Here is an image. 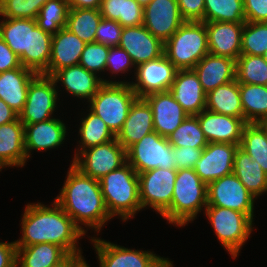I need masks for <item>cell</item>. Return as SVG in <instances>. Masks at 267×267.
Masks as SVG:
<instances>
[{"label":"cell","instance_id":"cell-37","mask_svg":"<svg viewBox=\"0 0 267 267\" xmlns=\"http://www.w3.org/2000/svg\"><path fill=\"white\" fill-rule=\"evenodd\" d=\"M203 22L245 23L243 0H205Z\"/></svg>","mask_w":267,"mask_h":267},{"label":"cell","instance_id":"cell-23","mask_svg":"<svg viewBox=\"0 0 267 267\" xmlns=\"http://www.w3.org/2000/svg\"><path fill=\"white\" fill-rule=\"evenodd\" d=\"M209 53L237 60L241 54L244 23L205 22Z\"/></svg>","mask_w":267,"mask_h":267},{"label":"cell","instance_id":"cell-20","mask_svg":"<svg viewBox=\"0 0 267 267\" xmlns=\"http://www.w3.org/2000/svg\"><path fill=\"white\" fill-rule=\"evenodd\" d=\"M153 113L154 130L168 138L189 116L169 92H159L143 98Z\"/></svg>","mask_w":267,"mask_h":267},{"label":"cell","instance_id":"cell-53","mask_svg":"<svg viewBox=\"0 0 267 267\" xmlns=\"http://www.w3.org/2000/svg\"><path fill=\"white\" fill-rule=\"evenodd\" d=\"M84 262L82 254H68L61 262L51 267H80Z\"/></svg>","mask_w":267,"mask_h":267},{"label":"cell","instance_id":"cell-1","mask_svg":"<svg viewBox=\"0 0 267 267\" xmlns=\"http://www.w3.org/2000/svg\"><path fill=\"white\" fill-rule=\"evenodd\" d=\"M50 206L41 202L26 205L21 219L22 237L15 240L16 246L52 243L68 254H82L77 244L86 234L55 200Z\"/></svg>","mask_w":267,"mask_h":267},{"label":"cell","instance_id":"cell-32","mask_svg":"<svg viewBox=\"0 0 267 267\" xmlns=\"http://www.w3.org/2000/svg\"><path fill=\"white\" fill-rule=\"evenodd\" d=\"M16 247V267H51L68 255L62 247L52 243Z\"/></svg>","mask_w":267,"mask_h":267},{"label":"cell","instance_id":"cell-9","mask_svg":"<svg viewBox=\"0 0 267 267\" xmlns=\"http://www.w3.org/2000/svg\"><path fill=\"white\" fill-rule=\"evenodd\" d=\"M173 146L156 131L145 135L126 150L127 162L137 174L155 168L176 169Z\"/></svg>","mask_w":267,"mask_h":267},{"label":"cell","instance_id":"cell-35","mask_svg":"<svg viewBox=\"0 0 267 267\" xmlns=\"http://www.w3.org/2000/svg\"><path fill=\"white\" fill-rule=\"evenodd\" d=\"M143 9L136 0H102L100 11L103 18L131 27L143 25Z\"/></svg>","mask_w":267,"mask_h":267},{"label":"cell","instance_id":"cell-41","mask_svg":"<svg viewBox=\"0 0 267 267\" xmlns=\"http://www.w3.org/2000/svg\"><path fill=\"white\" fill-rule=\"evenodd\" d=\"M168 141L173 147L189 146L192 148L204 149L208 145V141L195 115L188 116L168 137Z\"/></svg>","mask_w":267,"mask_h":267},{"label":"cell","instance_id":"cell-59","mask_svg":"<svg viewBox=\"0 0 267 267\" xmlns=\"http://www.w3.org/2000/svg\"><path fill=\"white\" fill-rule=\"evenodd\" d=\"M264 60L267 62V50L265 51L264 55H263Z\"/></svg>","mask_w":267,"mask_h":267},{"label":"cell","instance_id":"cell-45","mask_svg":"<svg viewBox=\"0 0 267 267\" xmlns=\"http://www.w3.org/2000/svg\"><path fill=\"white\" fill-rule=\"evenodd\" d=\"M122 30L123 27L117 21L102 17L96 30L95 42L107 47H117L121 40Z\"/></svg>","mask_w":267,"mask_h":267},{"label":"cell","instance_id":"cell-6","mask_svg":"<svg viewBox=\"0 0 267 267\" xmlns=\"http://www.w3.org/2000/svg\"><path fill=\"white\" fill-rule=\"evenodd\" d=\"M209 53L205 22L185 21L164 43V54L178 70L193 69Z\"/></svg>","mask_w":267,"mask_h":267},{"label":"cell","instance_id":"cell-3","mask_svg":"<svg viewBox=\"0 0 267 267\" xmlns=\"http://www.w3.org/2000/svg\"><path fill=\"white\" fill-rule=\"evenodd\" d=\"M1 19L0 37L19 56L21 65L43 74L51 57L52 35L44 32L35 19Z\"/></svg>","mask_w":267,"mask_h":267},{"label":"cell","instance_id":"cell-48","mask_svg":"<svg viewBox=\"0 0 267 267\" xmlns=\"http://www.w3.org/2000/svg\"><path fill=\"white\" fill-rule=\"evenodd\" d=\"M184 21H202L204 17L205 0H177Z\"/></svg>","mask_w":267,"mask_h":267},{"label":"cell","instance_id":"cell-30","mask_svg":"<svg viewBox=\"0 0 267 267\" xmlns=\"http://www.w3.org/2000/svg\"><path fill=\"white\" fill-rule=\"evenodd\" d=\"M233 173L256 199L267 193V174L239 146L234 155Z\"/></svg>","mask_w":267,"mask_h":267},{"label":"cell","instance_id":"cell-57","mask_svg":"<svg viewBox=\"0 0 267 267\" xmlns=\"http://www.w3.org/2000/svg\"><path fill=\"white\" fill-rule=\"evenodd\" d=\"M258 124L265 130V133L267 135V121H263Z\"/></svg>","mask_w":267,"mask_h":267},{"label":"cell","instance_id":"cell-24","mask_svg":"<svg viewBox=\"0 0 267 267\" xmlns=\"http://www.w3.org/2000/svg\"><path fill=\"white\" fill-rule=\"evenodd\" d=\"M66 124L58 118L24 125L25 153L29 160L33 150L46 151L59 147L67 137Z\"/></svg>","mask_w":267,"mask_h":267},{"label":"cell","instance_id":"cell-50","mask_svg":"<svg viewBox=\"0 0 267 267\" xmlns=\"http://www.w3.org/2000/svg\"><path fill=\"white\" fill-rule=\"evenodd\" d=\"M19 56L0 37V73L21 67Z\"/></svg>","mask_w":267,"mask_h":267},{"label":"cell","instance_id":"cell-36","mask_svg":"<svg viewBox=\"0 0 267 267\" xmlns=\"http://www.w3.org/2000/svg\"><path fill=\"white\" fill-rule=\"evenodd\" d=\"M101 19L100 9L70 8L66 28L86 43L95 42Z\"/></svg>","mask_w":267,"mask_h":267},{"label":"cell","instance_id":"cell-7","mask_svg":"<svg viewBox=\"0 0 267 267\" xmlns=\"http://www.w3.org/2000/svg\"><path fill=\"white\" fill-rule=\"evenodd\" d=\"M225 250L233 259L253 231V220L244 213L224 207L207 206L203 211Z\"/></svg>","mask_w":267,"mask_h":267},{"label":"cell","instance_id":"cell-40","mask_svg":"<svg viewBox=\"0 0 267 267\" xmlns=\"http://www.w3.org/2000/svg\"><path fill=\"white\" fill-rule=\"evenodd\" d=\"M238 83L267 86V62L263 56L240 54L236 60Z\"/></svg>","mask_w":267,"mask_h":267},{"label":"cell","instance_id":"cell-19","mask_svg":"<svg viewBox=\"0 0 267 267\" xmlns=\"http://www.w3.org/2000/svg\"><path fill=\"white\" fill-rule=\"evenodd\" d=\"M118 46L129 54L135 66L164 54V43L143 25L123 27Z\"/></svg>","mask_w":267,"mask_h":267},{"label":"cell","instance_id":"cell-52","mask_svg":"<svg viewBox=\"0 0 267 267\" xmlns=\"http://www.w3.org/2000/svg\"><path fill=\"white\" fill-rule=\"evenodd\" d=\"M19 115L0 99V126L15 121Z\"/></svg>","mask_w":267,"mask_h":267},{"label":"cell","instance_id":"cell-51","mask_svg":"<svg viewBox=\"0 0 267 267\" xmlns=\"http://www.w3.org/2000/svg\"><path fill=\"white\" fill-rule=\"evenodd\" d=\"M17 247L15 241L0 242V267H16Z\"/></svg>","mask_w":267,"mask_h":267},{"label":"cell","instance_id":"cell-27","mask_svg":"<svg viewBox=\"0 0 267 267\" xmlns=\"http://www.w3.org/2000/svg\"><path fill=\"white\" fill-rule=\"evenodd\" d=\"M153 131L155 130L152 110L143 98H137L131 105L127 119L116 135V139L127 150Z\"/></svg>","mask_w":267,"mask_h":267},{"label":"cell","instance_id":"cell-44","mask_svg":"<svg viewBox=\"0 0 267 267\" xmlns=\"http://www.w3.org/2000/svg\"><path fill=\"white\" fill-rule=\"evenodd\" d=\"M109 47L97 42L87 43L80 58L79 65L98 75L106 70Z\"/></svg>","mask_w":267,"mask_h":267},{"label":"cell","instance_id":"cell-4","mask_svg":"<svg viewBox=\"0 0 267 267\" xmlns=\"http://www.w3.org/2000/svg\"><path fill=\"white\" fill-rule=\"evenodd\" d=\"M99 183L112 219L117 215L126 222L142 210L138 174L128 162L103 176Z\"/></svg>","mask_w":267,"mask_h":267},{"label":"cell","instance_id":"cell-46","mask_svg":"<svg viewBox=\"0 0 267 267\" xmlns=\"http://www.w3.org/2000/svg\"><path fill=\"white\" fill-rule=\"evenodd\" d=\"M136 68L129 54L119 46L109 47V54L106 61V71H110L112 75L118 73L124 74Z\"/></svg>","mask_w":267,"mask_h":267},{"label":"cell","instance_id":"cell-21","mask_svg":"<svg viewBox=\"0 0 267 267\" xmlns=\"http://www.w3.org/2000/svg\"><path fill=\"white\" fill-rule=\"evenodd\" d=\"M208 143H230L240 145L244 126L242 118L217 114L203 110L195 115Z\"/></svg>","mask_w":267,"mask_h":267},{"label":"cell","instance_id":"cell-42","mask_svg":"<svg viewBox=\"0 0 267 267\" xmlns=\"http://www.w3.org/2000/svg\"><path fill=\"white\" fill-rule=\"evenodd\" d=\"M267 50V22H245L241 54L263 56Z\"/></svg>","mask_w":267,"mask_h":267},{"label":"cell","instance_id":"cell-56","mask_svg":"<svg viewBox=\"0 0 267 267\" xmlns=\"http://www.w3.org/2000/svg\"><path fill=\"white\" fill-rule=\"evenodd\" d=\"M143 8L150 3L151 0H136Z\"/></svg>","mask_w":267,"mask_h":267},{"label":"cell","instance_id":"cell-29","mask_svg":"<svg viewBox=\"0 0 267 267\" xmlns=\"http://www.w3.org/2000/svg\"><path fill=\"white\" fill-rule=\"evenodd\" d=\"M24 124L19 117L0 126V166L24 167L27 162L25 153Z\"/></svg>","mask_w":267,"mask_h":267},{"label":"cell","instance_id":"cell-11","mask_svg":"<svg viewBox=\"0 0 267 267\" xmlns=\"http://www.w3.org/2000/svg\"><path fill=\"white\" fill-rule=\"evenodd\" d=\"M177 169L155 168L138 174L139 197L144 208L162 216L171 206Z\"/></svg>","mask_w":267,"mask_h":267},{"label":"cell","instance_id":"cell-54","mask_svg":"<svg viewBox=\"0 0 267 267\" xmlns=\"http://www.w3.org/2000/svg\"><path fill=\"white\" fill-rule=\"evenodd\" d=\"M70 8L100 9L102 0H67Z\"/></svg>","mask_w":267,"mask_h":267},{"label":"cell","instance_id":"cell-14","mask_svg":"<svg viewBox=\"0 0 267 267\" xmlns=\"http://www.w3.org/2000/svg\"><path fill=\"white\" fill-rule=\"evenodd\" d=\"M177 71L174 64L163 54L159 58L137 65L134 70L136 80L129 81V85L138 98L166 92L170 90Z\"/></svg>","mask_w":267,"mask_h":267},{"label":"cell","instance_id":"cell-2","mask_svg":"<svg viewBox=\"0 0 267 267\" xmlns=\"http://www.w3.org/2000/svg\"><path fill=\"white\" fill-rule=\"evenodd\" d=\"M70 164L66 180L55 202L85 234L88 228L100 233L105 223L112 218L108 213L99 180L84 175Z\"/></svg>","mask_w":267,"mask_h":267},{"label":"cell","instance_id":"cell-33","mask_svg":"<svg viewBox=\"0 0 267 267\" xmlns=\"http://www.w3.org/2000/svg\"><path fill=\"white\" fill-rule=\"evenodd\" d=\"M239 92L244 121H267V86L239 83Z\"/></svg>","mask_w":267,"mask_h":267},{"label":"cell","instance_id":"cell-43","mask_svg":"<svg viewBox=\"0 0 267 267\" xmlns=\"http://www.w3.org/2000/svg\"><path fill=\"white\" fill-rule=\"evenodd\" d=\"M48 0H0V15L4 18L36 19Z\"/></svg>","mask_w":267,"mask_h":267},{"label":"cell","instance_id":"cell-10","mask_svg":"<svg viewBox=\"0 0 267 267\" xmlns=\"http://www.w3.org/2000/svg\"><path fill=\"white\" fill-rule=\"evenodd\" d=\"M58 90L50 76L37 74L29 83L24 109L19 114L20 121L24 125H30L53 118L57 109L56 102L59 101Z\"/></svg>","mask_w":267,"mask_h":267},{"label":"cell","instance_id":"cell-39","mask_svg":"<svg viewBox=\"0 0 267 267\" xmlns=\"http://www.w3.org/2000/svg\"><path fill=\"white\" fill-rule=\"evenodd\" d=\"M69 9L67 0H48L41 7L36 23L44 32L54 35L67 26Z\"/></svg>","mask_w":267,"mask_h":267},{"label":"cell","instance_id":"cell-12","mask_svg":"<svg viewBox=\"0 0 267 267\" xmlns=\"http://www.w3.org/2000/svg\"><path fill=\"white\" fill-rule=\"evenodd\" d=\"M72 164L84 175L101 179L127 162L126 150L117 139L82 150Z\"/></svg>","mask_w":267,"mask_h":267},{"label":"cell","instance_id":"cell-25","mask_svg":"<svg viewBox=\"0 0 267 267\" xmlns=\"http://www.w3.org/2000/svg\"><path fill=\"white\" fill-rule=\"evenodd\" d=\"M86 44L68 28L60 29L52 35L51 57L43 75L51 76L57 70L79 65Z\"/></svg>","mask_w":267,"mask_h":267},{"label":"cell","instance_id":"cell-28","mask_svg":"<svg viewBox=\"0 0 267 267\" xmlns=\"http://www.w3.org/2000/svg\"><path fill=\"white\" fill-rule=\"evenodd\" d=\"M36 75L23 66L0 73V99L18 115L24 109L29 83Z\"/></svg>","mask_w":267,"mask_h":267},{"label":"cell","instance_id":"cell-55","mask_svg":"<svg viewBox=\"0 0 267 267\" xmlns=\"http://www.w3.org/2000/svg\"><path fill=\"white\" fill-rule=\"evenodd\" d=\"M173 261H170L168 258H162L158 261L153 267H173Z\"/></svg>","mask_w":267,"mask_h":267},{"label":"cell","instance_id":"cell-8","mask_svg":"<svg viewBox=\"0 0 267 267\" xmlns=\"http://www.w3.org/2000/svg\"><path fill=\"white\" fill-rule=\"evenodd\" d=\"M137 98L129 84H103L88 102V108L117 135Z\"/></svg>","mask_w":267,"mask_h":267},{"label":"cell","instance_id":"cell-15","mask_svg":"<svg viewBox=\"0 0 267 267\" xmlns=\"http://www.w3.org/2000/svg\"><path fill=\"white\" fill-rule=\"evenodd\" d=\"M99 267H153L163 257L146 250L128 249L99 237H91Z\"/></svg>","mask_w":267,"mask_h":267},{"label":"cell","instance_id":"cell-5","mask_svg":"<svg viewBox=\"0 0 267 267\" xmlns=\"http://www.w3.org/2000/svg\"><path fill=\"white\" fill-rule=\"evenodd\" d=\"M206 207L207 185L194 169L177 170L171 206L161 217L169 224L183 227Z\"/></svg>","mask_w":267,"mask_h":267},{"label":"cell","instance_id":"cell-58","mask_svg":"<svg viewBox=\"0 0 267 267\" xmlns=\"http://www.w3.org/2000/svg\"><path fill=\"white\" fill-rule=\"evenodd\" d=\"M80 267H90L88 263H86V261L80 266Z\"/></svg>","mask_w":267,"mask_h":267},{"label":"cell","instance_id":"cell-34","mask_svg":"<svg viewBox=\"0 0 267 267\" xmlns=\"http://www.w3.org/2000/svg\"><path fill=\"white\" fill-rule=\"evenodd\" d=\"M88 114H84V118H80L79 135L80 140L77 145L79 148L74 151L75 158L82 150L97 146L108 141L114 140L116 135L108 128L102 119L94 114L90 109ZM81 141V142H80Z\"/></svg>","mask_w":267,"mask_h":267},{"label":"cell","instance_id":"cell-17","mask_svg":"<svg viewBox=\"0 0 267 267\" xmlns=\"http://www.w3.org/2000/svg\"><path fill=\"white\" fill-rule=\"evenodd\" d=\"M56 85L59 83L74 98L89 102L103 84H129L128 81H111L100 78L81 65H75L55 71L50 76Z\"/></svg>","mask_w":267,"mask_h":267},{"label":"cell","instance_id":"cell-18","mask_svg":"<svg viewBox=\"0 0 267 267\" xmlns=\"http://www.w3.org/2000/svg\"><path fill=\"white\" fill-rule=\"evenodd\" d=\"M238 146L230 143H208L193 169L206 185L232 174L234 155Z\"/></svg>","mask_w":267,"mask_h":267},{"label":"cell","instance_id":"cell-13","mask_svg":"<svg viewBox=\"0 0 267 267\" xmlns=\"http://www.w3.org/2000/svg\"><path fill=\"white\" fill-rule=\"evenodd\" d=\"M255 200L234 173L207 185V206L236 210L247 214L252 220Z\"/></svg>","mask_w":267,"mask_h":267},{"label":"cell","instance_id":"cell-26","mask_svg":"<svg viewBox=\"0 0 267 267\" xmlns=\"http://www.w3.org/2000/svg\"><path fill=\"white\" fill-rule=\"evenodd\" d=\"M193 70L197 74L203 90L208 93L218 86L236 79V60L208 53Z\"/></svg>","mask_w":267,"mask_h":267},{"label":"cell","instance_id":"cell-31","mask_svg":"<svg viewBox=\"0 0 267 267\" xmlns=\"http://www.w3.org/2000/svg\"><path fill=\"white\" fill-rule=\"evenodd\" d=\"M205 109L217 114L242 118L244 120L237 80L235 79L209 91L206 96Z\"/></svg>","mask_w":267,"mask_h":267},{"label":"cell","instance_id":"cell-38","mask_svg":"<svg viewBox=\"0 0 267 267\" xmlns=\"http://www.w3.org/2000/svg\"><path fill=\"white\" fill-rule=\"evenodd\" d=\"M239 147L256 160L267 174V135L258 123H247Z\"/></svg>","mask_w":267,"mask_h":267},{"label":"cell","instance_id":"cell-49","mask_svg":"<svg viewBox=\"0 0 267 267\" xmlns=\"http://www.w3.org/2000/svg\"><path fill=\"white\" fill-rule=\"evenodd\" d=\"M246 22H267V0H243Z\"/></svg>","mask_w":267,"mask_h":267},{"label":"cell","instance_id":"cell-16","mask_svg":"<svg viewBox=\"0 0 267 267\" xmlns=\"http://www.w3.org/2000/svg\"><path fill=\"white\" fill-rule=\"evenodd\" d=\"M184 22L177 0H151L143 9V26L163 43Z\"/></svg>","mask_w":267,"mask_h":267},{"label":"cell","instance_id":"cell-47","mask_svg":"<svg viewBox=\"0 0 267 267\" xmlns=\"http://www.w3.org/2000/svg\"><path fill=\"white\" fill-rule=\"evenodd\" d=\"M173 162L177 170L193 169L194 164L201 158L203 149L192 147H173Z\"/></svg>","mask_w":267,"mask_h":267},{"label":"cell","instance_id":"cell-22","mask_svg":"<svg viewBox=\"0 0 267 267\" xmlns=\"http://www.w3.org/2000/svg\"><path fill=\"white\" fill-rule=\"evenodd\" d=\"M169 92L189 116L206 108L207 93L193 69L178 70Z\"/></svg>","mask_w":267,"mask_h":267}]
</instances>
